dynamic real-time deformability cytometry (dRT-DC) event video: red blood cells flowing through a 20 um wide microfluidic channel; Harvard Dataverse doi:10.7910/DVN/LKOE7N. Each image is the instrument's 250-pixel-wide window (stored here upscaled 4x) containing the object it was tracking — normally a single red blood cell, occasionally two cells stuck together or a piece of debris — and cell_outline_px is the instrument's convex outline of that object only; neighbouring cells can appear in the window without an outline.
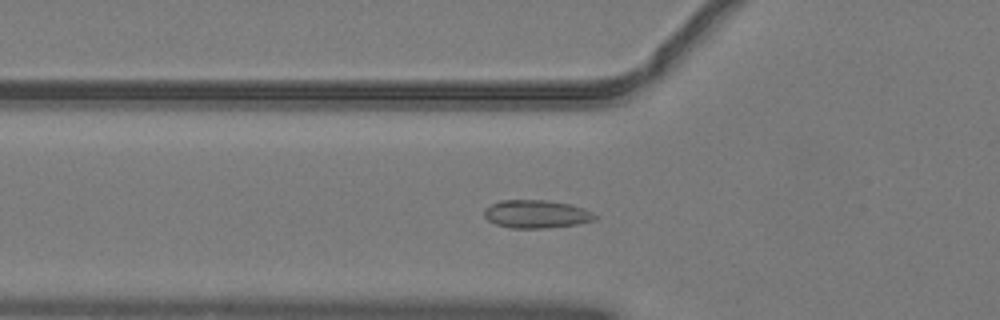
{"species": "common noctule bat (a hibernating species)", "species_latin": "Nyctalus noctula", "temperature_condition": "warm", "stored_images_in_passage": 49, "camera_frame_rate_fps": 3000, "um_per_image_px": 0.085, "animal": {"sex": "male", "body_mass_g": 19.2, "forearm_length_mm": 51.8}, "frame": {"image": 1, "passage_image": 16, "time_ms": 5.0, "image_size_px": [1000, 320], "cell_outline_px": [[596, 220], [580, 224], [548, 228], [508, 228], [496, 224], [488, 220], [484, 216], [484, 208], [500, 200], [548, 200], [568, 204], [584, 208], [592, 212], [596, 216]], "centroid_in_image_um": [45.59, 18.2], "position_along_channel_um": 80.2, "area_um2": 18.26}}
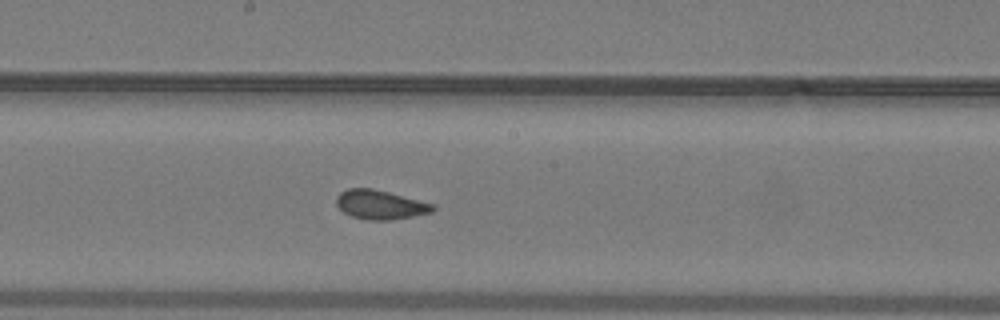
{"frame": {"image": 2, "passage_image": 26, "time_ms": 8.333, "image_size_px": [1000, 320], "cell_outline_px": [[436, 208], [432, 212], [392, 220], [368, 220], [352, 216], [344, 212], [336, 204], [336, 196], [340, 192], [348, 188], [372, 188], [436, 204]], "centroid_in_image_um": [32.33, 17.39], "position_along_channel_um": 215.9, "area_um2": 16.42}}
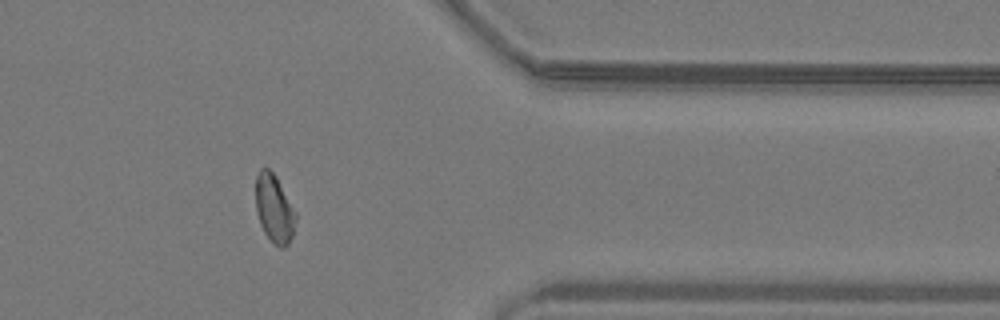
{"frame": {"image": 3, "passage_image": 40, "time_ms": 13.0, "image_size_px": [1000, 320], "cell_outline_px": [[296, 220], [292, 236], [288, 244], [284, 248], [280, 248], [264, 232], [260, 224], [256, 212], [256, 176], [260, 168], [268, 168], [276, 176], [296, 212]], "centroid_in_image_um": [23.31, 17.72], "position_along_channel_um": 388.1, "area_um2": 15.78}, "authors_computed_cell_mechanics": {"area_um2": 16.6464, "velocity_mm_per_s": 4.0457, "shape_relaxation_time_tau1_ms": 9.1367, "shape_relaxation_time_tau2_ms": 1.3738, "deformation_change_tau1": 0.1432, "deformation_change_tau2": 0.0424}}